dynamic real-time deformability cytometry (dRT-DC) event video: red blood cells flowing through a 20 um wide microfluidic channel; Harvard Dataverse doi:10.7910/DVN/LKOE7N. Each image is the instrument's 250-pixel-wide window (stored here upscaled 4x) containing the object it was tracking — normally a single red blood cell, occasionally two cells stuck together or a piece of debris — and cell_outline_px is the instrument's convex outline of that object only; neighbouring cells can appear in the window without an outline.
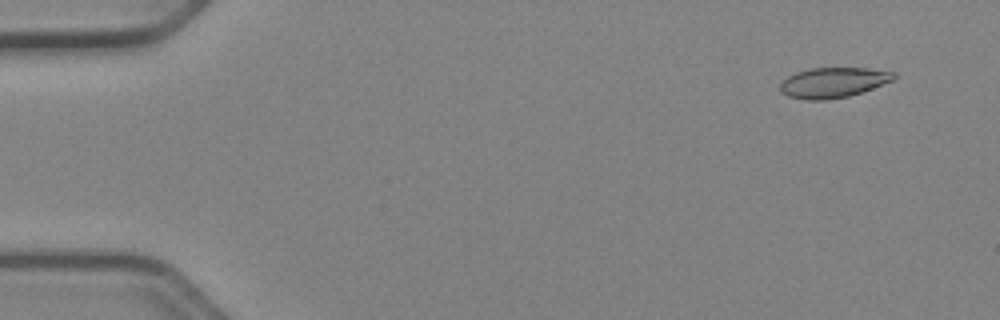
{"species": "Egyptian fruit bat (a non-hibernating species)", "species_latin": "Rousettus aegyptiacus", "temperature_condition": "cold", "stored_images_in_passage": 52, "camera_frame_rate_fps": 3000, "um_per_image_px": 0.085, "animal": {"sex": "female"}, "frame": {"image": 1, "passage_image": 4, "time_ms": 1.0, "image_size_px": [1000, 320], "cell_outline_px": [[896, 76], [892, 80], [872, 88], [848, 96], [824, 100], [808, 100], [788, 96], [780, 92], [780, 84], [788, 76], [796, 72], [808, 68], [868, 68], [896, 72]], "centroid_in_image_um": [70.8, 7.01], "position_along_channel_um": 14.2, "area_um2": 19.88}}
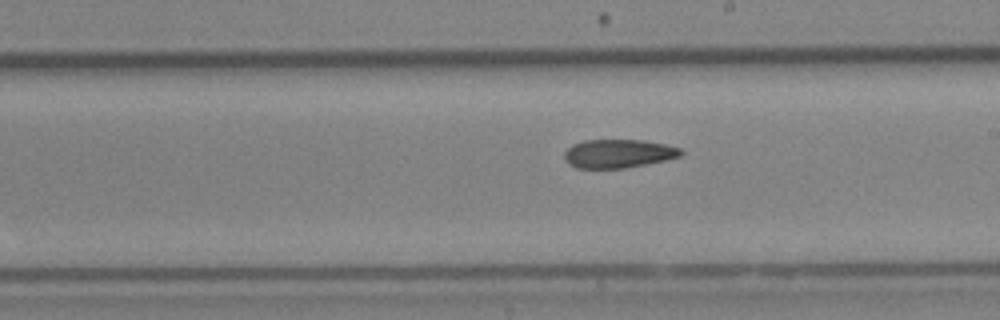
{"frame": {"image": 2, "passage_image": 30, "time_ms": 9.667, "image_size_px": [1000, 320], "cell_outline_px": [[684, 152], [680, 156], [664, 160], [624, 168], [576, 168], [568, 164], [564, 160], [564, 152], [572, 144], [584, 140], [644, 140], [664, 144], [680, 148]], "centroid_in_image_um": [52.51, 13.05], "position_along_channel_um": 236.5, "area_um2": 19.36}}
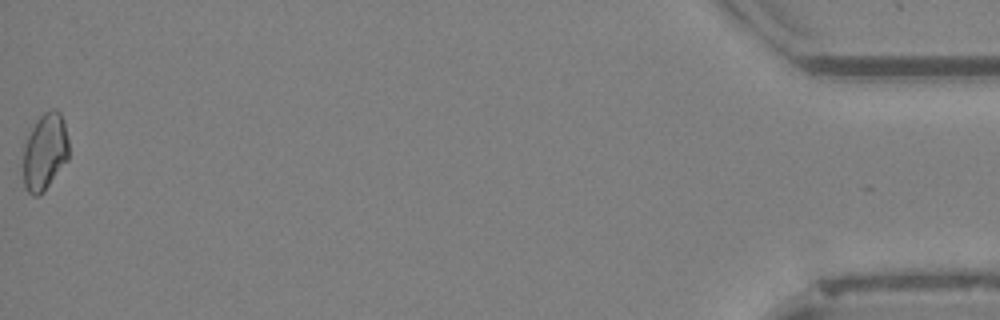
{"frame": {"image": 3, "passage_image": 52, "time_ms": 17.0, "image_size_px": [1000, 320], "cell_outline_px": [[68, 160], [44, 192], [36, 196], [32, 196], [24, 188], [24, 144], [36, 120], [44, 112], [52, 108], [56, 108], [60, 112], [64, 120], [68, 140]], "centroid_in_image_um": [3.83, 12.9], "position_along_channel_um": 431.4, "area_um2": 20.58}}